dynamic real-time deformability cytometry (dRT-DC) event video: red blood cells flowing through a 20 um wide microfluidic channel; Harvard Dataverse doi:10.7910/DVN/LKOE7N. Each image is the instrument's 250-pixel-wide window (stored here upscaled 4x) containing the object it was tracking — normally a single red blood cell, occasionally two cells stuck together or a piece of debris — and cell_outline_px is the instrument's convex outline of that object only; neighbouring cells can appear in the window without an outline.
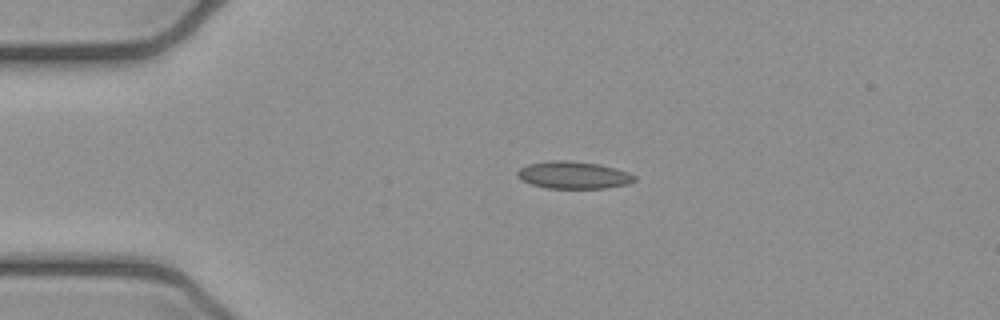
{"species": "common noctule bat (a hibernating species)", "species_latin": "Nyctalus noctula", "temperature_condition": "cold", "stored_images_in_passage": 1, "camera_frame_rate_fps": 3000, "um_per_image_px": 0.085, "animal": {"sex": "female", "body_mass_g": 21.9}, "frame": {"image": 1, "passage_image": 1, "time_ms": 0.0, "image_size_px": [1000, 320], "cell_outline_px": [[636, 180], [628, 184], [608, 188], [548, 188], [532, 184], [520, 180], [516, 176], [516, 172], [520, 168], [528, 164], [552, 160], [568, 160], [600, 164], [616, 168], [628, 172], [636, 176]], "centroid_in_image_um": [48.75, 14.88], "position_along_channel_um": 36.2, "area_um2": 18.79}}